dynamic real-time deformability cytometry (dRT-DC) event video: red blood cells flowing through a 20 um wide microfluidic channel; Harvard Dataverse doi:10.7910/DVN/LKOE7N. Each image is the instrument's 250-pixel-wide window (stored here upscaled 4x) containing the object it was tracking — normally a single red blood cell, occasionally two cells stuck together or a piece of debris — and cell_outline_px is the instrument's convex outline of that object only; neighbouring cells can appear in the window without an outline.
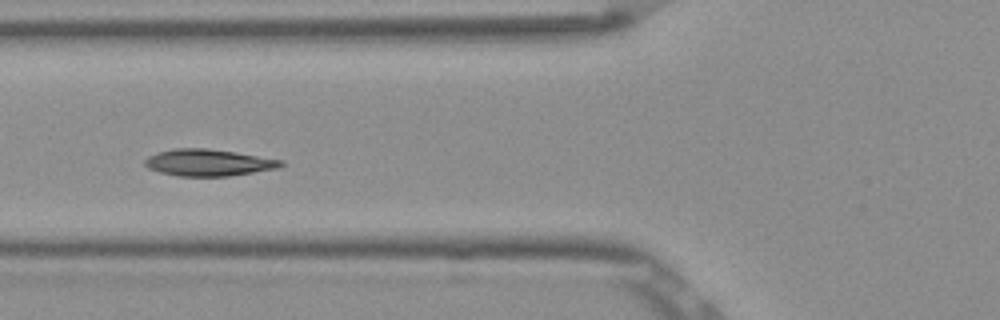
{"species": "Egyptian fruit bat (a non-hibernating species)", "species_latin": "Rousettus aegyptiacus", "temperature_condition": "room temperature", "stored_images_in_passage": 54, "camera_frame_rate_fps": 3000, "um_per_image_px": 0.085, "frame": {"image": 1, "passage_image": 22, "time_ms": 7.0, "image_size_px": [1000, 320], "cell_outline_px": [[284, 164], [280, 168], [228, 176], [176, 176], [160, 172], [148, 168], [144, 164], [144, 160], [148, 156], [156, 152], [176, 148], [204, 148], [232, 152], [284, 160]], "centroid_in_image_um": [17.7, 13.82], "position_along_channel_um": 108.1, "area_um2": 21.15}}
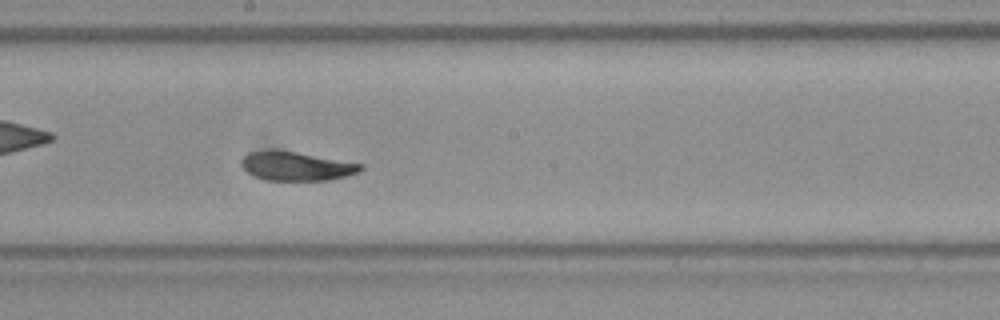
{"frame": {"image": 2, "passage_image": 31, "time_ms": 10.0, "image_size_px": [1000, 320], "cell_outline_px": [[364, 168], [360, 172], [328, 180], [268, 180], [256, 176], [248, 172], [240, 164], [240, 160], [248, 152], [296, 152], [364, 164]], "centroid_in_image_um": [25.24, 14.14], "position_along_channel_um": 223.0, "area_um2": 19.48}}
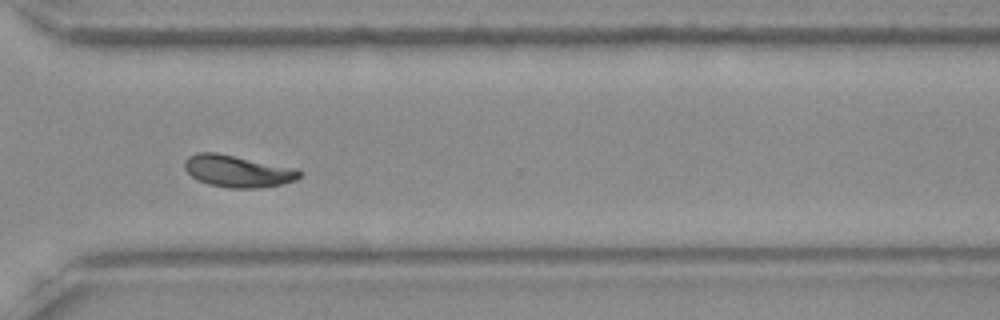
{"frame": {"image": 3, "passage_image": 41, "time_ms": 13.333, "image_size_px": [1000, 320], "cell_outline_px": [[300, 176], [296, 180], [284, 184], [260, 188], [228, 188], [208, 184], [192, 176], [184, 168], [184, 160], [188, 156], [196, 152], [216, 152], [296, 168], [300, 172]], "centroid_in_image_um": [20.19, 14.54], "position_along_channel_um": 350.4, "area_um2": 21.44}, "authors_computed_cell_mechanics": {"area_um2": 20.4034, "velocity_mm_per_s": 3.8237, "shape_relaxation_time_tau1_ms": 4.6209, "shape_relaxation_time_tau2_ms": null, "deformation_change_tau1": 0.119, "deformation_change_tau2": null}}